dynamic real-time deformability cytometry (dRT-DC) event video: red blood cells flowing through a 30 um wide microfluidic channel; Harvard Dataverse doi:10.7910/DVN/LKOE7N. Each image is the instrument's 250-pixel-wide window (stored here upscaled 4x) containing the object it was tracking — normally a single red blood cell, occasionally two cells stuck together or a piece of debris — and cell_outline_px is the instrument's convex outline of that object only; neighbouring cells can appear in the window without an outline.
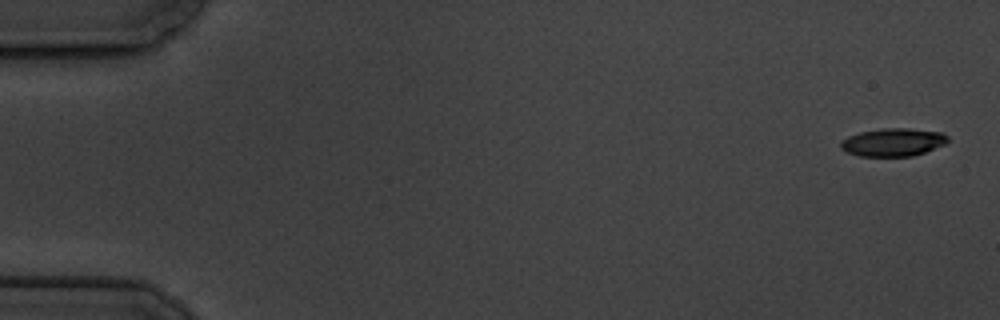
{"species": "common noctule bat (a hibernating species)", "species_latin": "Nyctalus noctula", "temperature_condition": "cold", "stored_images_in_passage": 5, "camera_frame_rate_fps": 3000, "um_per_image_px": 0.085, "animal": {"sex": "male", "body_mass_g": 19.5, "forearm_length_mm": 54.6}, "frame": {"image": 1, "passage_image": 1, "time_ms": 0.0, "image_size_px": [1000, 320], "cell_outline_px": [[948, 140], [944, 144], [924, 152], [912, 156], [860, 156], [848, 152], [840, 148], [840, 140], [848, 136], [860, 132], [880, 128], [908, 128], [944, 132], [948, 136]], "centroid_in_image_um": [75.89, 12.07], "position_along_channel_um": 9.1, "area_um2": 17.51}}
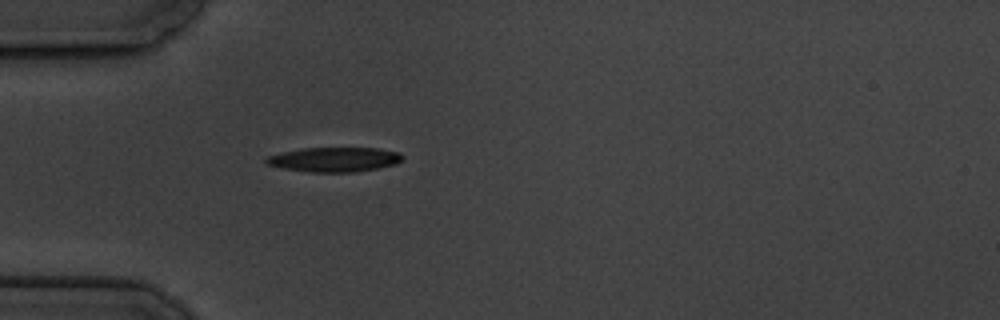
{"frame": {"image": 2, "passage_image": 5, "time_ms": 5.333, "image_size_px": [1000, 320], "cell_outline_px": [[404, 160], [396, 164], [356, 172], [308, 172], [284, 168], [268, 164], [264, 160], [268, 156], [300, 148], [376, 148], [400, 152], [404, 156]], "centroid_in_image_um": [28.47, 13.55], "position_along_channel_um": 56.5, "area_um2": 19.48}}